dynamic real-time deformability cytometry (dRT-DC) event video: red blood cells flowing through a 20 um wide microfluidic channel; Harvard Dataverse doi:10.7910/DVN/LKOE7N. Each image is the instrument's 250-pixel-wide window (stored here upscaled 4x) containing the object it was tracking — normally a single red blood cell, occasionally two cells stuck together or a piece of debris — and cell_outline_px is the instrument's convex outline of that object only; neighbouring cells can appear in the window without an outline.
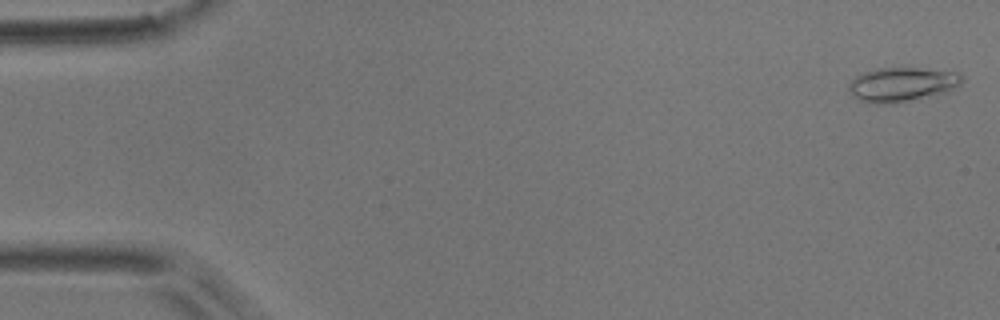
{"species": "common noctule bat (a hibernating species)", "species_latin": "Nyctalus noctula", "temperature_condition": "room temperature", "stored_images_in_passage": 2, "camera_frame_rate_fps": 3000, "um_per_image_px": 0.085, "animal": {"sex": "male", "body_mass_g": 17.9}, "frame": {"image": 1, "passage_image": 1, "time_ms": 0.0, "image_size_px": [1000, 320], "cell_outline_px": [[964, 80], [960, 84], [948, 92], [888, 104], [876, 104], [860, 100], [852, 96], [848, 88], [848, 84], [856, 76], [864, 72], [876, 68], [904, 64], [960, 72], [964, 76]], "centroid_in_image_um": [76.71, 7.1], "position_along_channel_um": 8.3, "area_um2": 23.64}}